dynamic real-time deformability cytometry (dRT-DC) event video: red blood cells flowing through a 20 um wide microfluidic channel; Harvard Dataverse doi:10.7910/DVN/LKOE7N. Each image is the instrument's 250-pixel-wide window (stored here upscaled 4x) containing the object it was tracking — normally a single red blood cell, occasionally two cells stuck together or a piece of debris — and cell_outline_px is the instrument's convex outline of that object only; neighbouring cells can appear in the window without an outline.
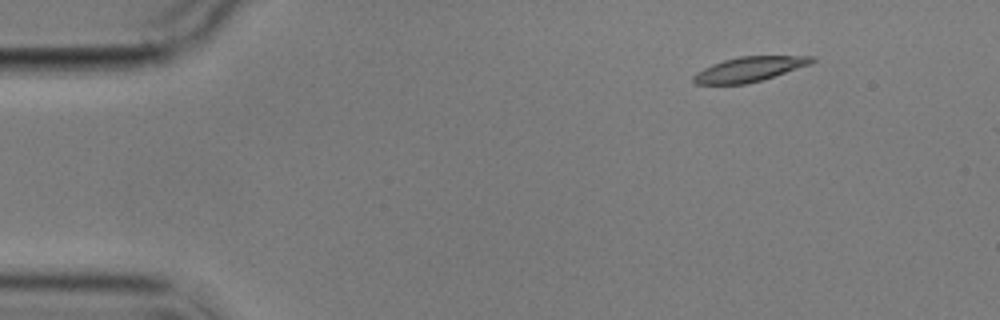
{"species": "common noctule bat (a hibernating species)", "species_latin": "Nyctalus noctula", "temperature_condition": "cold", "stored_images_in_passage": 3, "camera_frame_rate_fps": 3000, "um_per_image_px": 0.085, "animal": {"sex": "male", "body_mass_g": 17.9}, "frame": {"image": 1, "passage_image": 1, "time_ms": 0.0, "image_size_px": [1000, 320], "cell_outline_px": [[816, 60], [812, 64], [760, 80], [744, 84], [696, 84], [692, 80], [692, 76], [696, 72], [712, 64], [724, 60], [740, 56], [816, 56]], "centroid_in_image_um": [63.7, 5.87], "position_along_channel_um": 21.3, "area_um2": 16.99}}